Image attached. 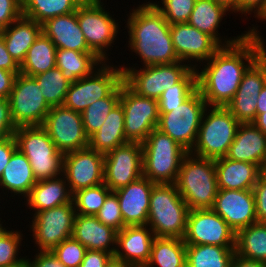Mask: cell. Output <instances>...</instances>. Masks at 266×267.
I'll list each match as a JSON object with an SVG mask.
<instances>
[{
    "label": "cell",
    "mask_w": 266,
    "mask_h": 267,
    "mask_svg": "<svg viewBox=\"0 0 266 267\" xmlns=\"http://www.w3.org/2000/svg\"><path fill=\"white\" fill-rule=\"evenodd\" d=\"M0 129L8 136H13L17 129L12 119L10 102L5 98H0Z\"/></svg>",
    "instance_id": "f907efd6"
},
{
    "label": "cell",
    "mask_w": 266,
    "mask_h": 267,
    "mask_svg": "<svg viewBox=\"0 0 266 267\" xmlns=\"http://www.w3.org/2000/svg\"><path fill=\"white\" fill-rule=\"evenodd\" d=\"M214 164L218 189H253L261 176L260 167L254 163L221 157L215 159Z\"/></svg>",
    "instance_id": "f1b7e54d"
},
{
    "label": "cell",
    "mask_w": 266,
    "mask_h": 267,
    "mask_svg": "<svg viewBox=\"0 0 266 267\" xmlns=\"http://www.w3.org/2000/svg\"><path fill=\"white\" fill-rule=\"evenodd\" d=\"M17 142L15 136H9L0 143V178L6 166L8 165L12 154L17 150Z\"/></svg>",
    "instance_id": "f5cc1de1"
},
{
    "label": "cell",
    "mask_w": 266,
    "mask_h": 267,
    "mask_svg": "<svg viewBox=\"0 0 266 267\" xmlns=\"http://www.w3.org/2000/svg\"><path fill=\"white\" fill-rule=\"evenodd\" d=\"M32 77L39 83L40 91L50 107L63 105L70 82L58 67Z\"/></svg>",
    "instance_id": "ab89813d"
},
{
    "label": "cell",
    "mask_w": 266,
    "mask_h": 267,
    "mask_svg": "<svg viewBox=\"0 0 266 267\" xmlns=\"http://www.w3.org/2000/svg\"><path fill=\"white\" fill-rule=\"evenodd\" d=\"M195 2L196 0L151 1V3L170 25L176 23H187L192 10L194 9Z\"/></svg>",
    "instance_id": "ee69618b"
},
{
    "label": "cell",
    "mask_w": 266,
    "mask_h": 267,
    "mask_svg": "<svg viewBox=\"0 0 266 267\" xmlns=\"http://www.w3.org/2000/svg\"><path fill=\"white\" fill-rule=\"evenodd\" d=\"M95 216L101 223L113 228L117 232L126 226L121 214L118 197L114 192L107 196L104 204Z\"/></svg>",
    "instance_id": "bcb514c9"
},
{
    "label": "cell",
    "mask_w": 266,
    "mask_h": 267,
    "mask_svg": "<svg viewBox=\"0 0 266 267\" xmlns=\"http://www.w3.org/2000/svg\"><path fill=\"white\" fill-rule=\"evenodd\" d=\"M83 1H102V0H83Z\"/></svg>",
    "instance_id": "89a4df30"
},
{
    "label": "cell",
    "mask_w": 266,
    "mask_h": 267,
    "mask_svg": "<svg viewBox=\"0 0 266 267\" xmlns=\"http://www.w3.org/2000/svg\"><path fill=\"white\" fill-rule=\"evenodd\" d=\"M56 51L50 38L41 33L28 49L20 65V73L32 77L56 67Z\"/></svg>",
    "instance_id": "836d02e7"
},
{
    "label": "cell",
    "mask_w": 266,
    "mask_h": 267,
    "mask_svg": "<svg viewBox=\"0 0 266 267\" xmlns=\"http://www.w3.org/2000/svg\"><path fill=\"white\" fill-rule=\"evenodd\" d=\"M130 11L124 19L127 45L139 57L142 67L180 61L173 47L170 24L155 6L146 1Z\"/></svg>",
    "instance_id": "7a4b0ae2"
},
{
    "label": "cell",
    "mask_w": 266,
    "mask_h": 267,
    "mask_svg": "<svg viewBox=\"0 0 266 267\" xmlns=\"http://www.w3.org/2000/svg\"><path fill=\"white\" fill-rule=\"evenodd\" d=\"M36 183L37 180L34 177L29 159L17 149L12 154L8 165L2 173L0 190L3 191L4 195H7L6 197H8L9 193L13 194L9 196V199L11 196L14 198L18 196L16 198L22 197V201V199L24 200L30 194L32 187ZM1 194L2 192L0 193L2 198L4 195L1 196Z\"/></svg>",
    "instance_id": "f546056e"
},
{
    "label": "cell",
    "mask_w": 266,
    "mask_h": 267,
    "mask_svg": "<svg viewBox=\"0 0 266 267\" xmlns=\"http://www.w3.org/2000/svg\"><path fill=\"white\" fill-rule=\"evenodd\" d=\"M189 208L175 184H155L152 188L147 225L155 237L183 239Z\"/></svg>",
    "instance_id": "277c9868"
},
{
    "label": "cell",
    "mask_w": 266,
    "mask_h": 267,
    "mask_svg": "<svg viewBox=\"0 0 266 267\" xmlns=\"http://www.w3.org/2000/svg\"><path fill=\"white\" fill-rule=\"evenodd\" d=\"M0 69L8 70L12 72H20V65L9 54L3 37L0 35Z\"/></svg>",
    "instance_id": "9f6ffc18"
},
{
    "label": "cell",
    "mask_w": 266,
    "mask_h": 267,
    "mask_svg": "<svg viewBox=\"0 0 266 267\" xmlns=\"http://www.w3.org/2000/svg\"><path fill=\"white\" fill-rule=\"evenodd\" d=\"M22 16V0H0V30Z\"/></svg>",
    "instance_id": "7dc6e473"
},
{
    "label": "cell",
    "mask_w": 266,
    "mask_h": 267,
    "mask_svg": "<svg viewBox=\"0 0 266 267\" xmlns=\"http://www.w3.org/2000/svg\"><path fill=\"white\" fill-rule=\"evenodd\" d=\"M155 235L148 225L125 226L117 232L114 256L137 267H145L151 255Z\"/></svg>",
    "instance_id": "603a6c76"
},
{
    "label": "cell",
    "mask_w": 266,
    "mask_h": 267,
    "mask_svg": "<svg viewBox=\"0 0 266 267\" xmlns=\"http://www.w3.org/2000/svg\"><path fill=\"white\" fill-rule=\"evenodd\" d=\"M106 267H137L133 263L126 262L124 260L118 259L115 256H112L111 259L107 262Z\"/></svg>",
    "instance_id": "94428289"
},
{
    "label": "cell",
    "mask_w": 266,
    "mask_h": 267,
    "mask_svg": "<svg viewBox=\"0 0 266 267\" xmlns=\"http://www.w3.org/2000/svg\"><path fill=\"white\" fill-rule=\"evenodd\" d=\"M9 136L0 129V143L3 142L4 140H6Z\"/></svg>",
    "instance_id": "003e7915"
},
{
    "label": "cell",
    "mask_w": 266,
    "mask_h": 267,
    "mask_svg": "<svg viewBox=\"0 0 266 267\" xmlns=\"http://www.w3.org/2000/svg\"><path fill=\"white\" fill-rule=\"evenodd\" d=\"M212 209L237 233L257 222L252 189H218Z\"/></svg>",
    "instance_id": "44dd1931"
},
{
    "label": "cell",
    "mask_w": 266,
    "mask_h": 267,
    "mask_svg": "<svg viewBox=\"0 0 266 267\" xmlns=\"http://www.w3.org/2000/svg\"><path fill=\"white\" fill-rule=\"evenodd\" d=\"M251 26L238 42L221 46L196 69L197 89L208 106L225 107L234 97L244 73L266 51L260 29Z\"/></svg>",
    "instance_id": "6da1fadb"
},
{
    "label": "cell",
    "mask_w": 266,
    "mask_h": 267,
    "mask_svg": "<svg viewBox=\"0 0 266 267\" xmlns=\"http://www.w3.org/2000/svg\"><path fill=\"white\" fill-rule=\"evenodd\" d=\"M103 63L104 61L94 52L68 49H57L56 51V67L62 71L63 76L70 83L91 75Z\"/></svg>",
    "instance_id": "d6a6232c"
},
{
    "label": "cell",
    "mask_w": 266,
    "mask_h": 267,
    "mask_svg": "<svg viewBox=\"0 0 266 267\" xmlns=\"http://www.w3.org/2000/svg\"><path fill=\"white\" fill-rule=\"evenodd\" d=\"M143 176L142 144L128 142L104 155V184L116 191Z\"/></svg>",
    "instance_id": "e0dca14e"
},
{
    "label": "cell",
    "mask_w": 266,
    "mask_h": 267,
    "mask_svg": "<svg viewBox=\"0 0 266 267\" xmlns=\"http://www.w3.org/2000/svg\"><path fill=\"white\" fill-rule=\"evenodd\" d=\"M103 2V0L83 1L77 8V21L88 47L102 61L109 62L111 60L112 62V59L108 57L110 56L108 50L115 45L114 42L120 33L121 21L105 8Z\"/></svg>",
    "instance_id": "ba28073f"
},
{
    "label": "cell",
    "mask_w": 266,
    "mask_h": 267,
    "mask_svg": "<svg viewBox=\"0 0 266 267\" xmlns=\"http://www.w3.org/2000/svg\"><path fill=\"white\" fill-rule=\"evenodd\" d=\"M121 83L105 98L97 100L82 112L84 131L88 138L104 124L109 113L120 102Z\"/></svg>",
    "instance_id": "f35d334b"
},
{
    "label": "cell",
    "mask_w": 266,
    "mask_h": 267,
    "mask_svg": "<svg viewBox=\"0 0 266 267\" xmlns=\"http://www.w3.org/2000/svg\"><path fill=\"white\" fill-rule=\"evenodd\" d=\"M124 110L119 102L109 113L101 128L89 138V147L107 154L114 148L128 143L124 133Z\"/></svg>",
    "instance_id": "1f68e13d"
},
{
    "label": "cell",
    "mask_w": 266,
    "mask_h": 267,
    "mask_svg": "<svg viewBox=\"0 0 266 267\" xmlns=\"http://www.w3.org/2000/svg\"><path fill=\"white\" fill-rule=\"evenodd\" d=\"M225 157L230 160L254 163L261 168L266 158V134L253 123H240Z\"/></svg>",
    "instance_id": "4316f807"
},
{
    "label": "cell",
    "mask_w": 266,
    "mask_h": 267,
    "mask_svg": "<svg viewBox=\"0 0 266 267\" xmlns=\"http://www.w3.org/2000/svg\"><path fill=\"white\" fill-rule=\"evenodd\" d=\"M19 73L0 69V98L9 99L15 78Z\"/></svg>",
    "instance_id": "11a10c76"
},
{
    "label": "cell",
    "mask_w": 266,
    "mask_h": 267,
    "mask_svg": "<svg viewBox=\"0 0 266 267\" xmlns=\"http://www.w3.org/2000/svg\"><path fill=\"white\" fill-rule=\"evenodd\" d=\"M239 125L225 107L208 106L202 116L196 143L190 153L214 160L225 157Z\"/></svg>",
    "instance_id": "52a82bcc"
},
{
    "label": "cell",
    "mask_w": 266,
    "mask_h": 267,
    "mask_svg": "<svg viewBox=\"0 0 266 267\" xmlns=\"http://www.w3.org/2000/svg\"><path fill=\"white\" fill-rule=\"evenodd\" d=\"M253 124L264 134H266V112L259 114Z\"/></svg>",
    "instance_id": "6125c7cd"
},
{
    "label": "cell",
    "mask_w": 266,
    "mask_h": 267,
    "mask_svg": "<svg viewBox=\"0 0 266 267\" xmlns=\"http://www.w3.org/2000/svg\"><path fill=\"white\" fill-rule=\"evenodd\" d=\"M14 136L17 148L28 159L37 181L63 174V157L42 125L19 126Z\"/></svg>",
    "instance_id": "8992f818"
},
{
    "label": "cell",
    "mask_w": 266,
    "mask_h": 267,
    "mask_svg": "<svg viewBox=\"0 0 266 267\" xmlns=\"http://www.w3.org/2000/svg\"><path fill=\"white\" fill-rule=\"evenodd\" d=\"M111 192L104 183L77 190L72 196L76 214L95 216Z\"/></svg>",
    "instance_id": "b9f144b4"
},
{
    "label": "cell",
    "mask_w": 266,
    "mask_h": 267,
    "mask_svg": "<svg viewBox=\"0 0 266 267\" xmlns=\"http://www.w3.org/2000/svg\"><path fill=\"white\" fill-rule=\"evenodd\" d=\"M154 185L155 183L142 176L127 186L114 191L118 197L126 226L147 225L150 196Z\"/></svg>",
    "instance_id": "7402d4cb"
},
{
    "label": "cell",
    "mask_w": 266,
    "mask_h": 267,
    "mask_svg": "<svg viewBox=\"0 0 266 267\" xmlns=\"http://www.w3.org/2000/svg\"><path fill=\"white\" fill-rule=\"evenodd\" d=\"M86 250V247L78 240L69 237L55 247L52 252L66 267H79Z\"/></svg>",
    "instance_id": "f6af8a7d"
},
{
    "label": "cell",
    "mask_w": 266,
    "mask_h": 267,
    "mask_svg": "<svg viewBox=\"0 0 266 267\" xmlns=\"http://www.w3.org/2000/svg\"><path fill=\"white\" fill-rule=\"evenodd\" d=\"M122 81L120 65L104 62L91 75L70 83L63 106L82 114L89 105L107 97Z\"/></svg>",
    "instance_id": "30bf717a"
},
{
    "label": "cell",
    "mask_w": 266,
    "mask_h": 267,
    "mask_svg": "<svg viewBox=\"0 0 266 267\" xmlns=\"http://www.w3.org/2000/svg\"><path fill=\"white\" fill-rule=\"evenodd\" d=\"M228 13L231 14L230 11L214 0H196L187 23L211 36L220 46H227L238 42L246 34L244 31L236 37L226 38L218 33V29L222 26L221 22L223 23L222 20L226 19L224 17H227Z\"/></svg>",
    "instance_id": "484cf974"
},
{
    "label": "cell",
    "mask_w": 266,
    "mask_h": 267,
    "mask_svg": "<svg viewBox=\"0 0 266 267\" xmlns=\"http://www.w3.org/2000/svg\"><path fill=\"white\" fill-rule=\"evenodd\" d=\"M235 247L186 245V267H230Z\"/></svg>",
    "instance_id": "8d00e7d4"
},
{
    "label": "cell",
    "mask_w": 266,
    "mask_h": 267,
    "mask_svg": "<svg viewBox=\"0 0 266 267\" xmlns=\"http://www.w3.org/2000/svg\"><path fill=\"white\" fill-rule=\"evenodd\" d=\"M33 259L27 258L29 267H66L52 251H35Z\"/></svg>",
    "instance_id": "681fc988"
},
{
    "label": "cell",
    "mask_w": 266,
    "mask_h": 267,
    "mask_svg": "<svg viewBox=\"0 0 266 267\" xmlns=\"http://www.w3.org/2000/svg\"><path fill=\"white\" fill-rule=\"evenodd\" d=\"M170 33L179 60L194 69L207 62L221 47L211 36L188 23L170 25Z\"/></svg>",
    "instance_id": "ffe728a7"
},
{
    "label": "cell",
    "mask_w": 266,
    "mask_h": 267,
    "mask_svg": "<svg viewBox=\"0 0 266 267\" xmlns=\"http://www.w3.org/2000/svg\"><path fill=\"white\" fill-rule=\"evenodd\" d=\"M113 255L104 251L86 250L79 267H106Z\"/></svg>",
    "instance_id": "816d5d0a"
},
{
    "label": "cell",
    "mask_w": 266,
    "mask_h": 267,
    "mask_svg": "<svg viewBox=\"0 0 266 267\" xmlns=\"http://www.w3.org/2000/svg\"><path fill=\"white\" fill-rule=\"evenodd\" d=\"M230 267H266V263L246 259L235 253Z\"/></svg>",
    "instance_id": "6f0895ef"
},
{
    "label": "cell",
    "mask_w": 266,
    "mask_h": 267,
    "mask_svg": "<svg viewBox=\"0 0 266 267\" xmlns=\"http://www.w3.org/2000/svg\"><path fill=\"white\" fill-rule=\"evenodd\" d=\"M266 84V51L247 69L241 83L225 108L239 123L256 119L258 96Z\"/></svg>",
    "instance_id": "ac0fdd59"
},
{
    "label": "cell",
    "mask_w": 266,
    "mask_h": 267,
    "mask_svg": "<svg viewBox=\"0 0 266 267\" xmlns=\"http://www.w3.org/2000/svg\"><path fill=\"white\" fill-rule=\"evenodd\" d=\"M174 184L189 210L212 209L218 193L214 159L188 152Z\"/></svg>",
    "instance_id": "3957f363"
},
{
    "label": "cell",
    "mask_w": 266,
    "mask_h": 267,
    "mask_svg": "<svg viewBox=\"0 0 266 267\" xmlns=\"http://www.w3.org/2000/svg\"><path fill=\"white\" fill-rule=\"evenodd\" d=\"M235 253L266 263V223L255 222L236 233Z\"/></svg>",
    "instance_id": "d590c367"
},
{
    "label": "cell",
    "mask_w": 266,
    "mask_h": 267,
    "mask_svg": "<svg viewBox=\"0 0 266 267\" xmlns=\"http://www.w3.org/2000/svg\"><path fill=\"white\" fill-rule=\"evenodd\" d=\"M0 200H2L1 198H0ZM0 209H1V206H0ZM2 221V218H0V226H2L4 223L3 222H1Z\"/></svg>",
    "instance_id": "a7ac6f4b"
},
{
    "label": "cell",
    "mask_w": 266,
    "mask_h": 267,
    "mask_svg": "<svg viewBox=\"0 0 266 267\" xmlns=\"http://www.w3.org/2000/svg\"><path fill=\"white\" fill-rule=\"evenodd\" d=\"M266 6V0H239V17H246L245 20L248 19L247 16L251 14H255L253 17L256 18L261 11Z\"/></svg>",
    "instance_id": "db71d44e"
},
{
    "label": "cell",
    "mask_w": 266,
    "mask_h": 267,
    "mask_svg": "<svg viewBox=\"0 0 266 267\" xmlns=\"http://www.w3.org/2000/svg\"><path fill=\"white\" fill-rule=\"evenodd\" d=\"M143 176L155 184H174L188 151L155 128L142 143Z\"/></svg>",
    "instance_id": "5b68a950"
},
{
    "label": "cell",
    "mask_w": 266,
    "mask_h": 267,
    "mask_svg": "<svg viewBox=\"0 0 266 267\" xmlns=\"http://www.w3.org/2000/svg\"><path fill=\"white\" fill-rule=\"evenodd\" d=\"M120 67L123 71V81L132 91L156 100L165 89L177 84L192 69L189 64L181 61L143 68L136 63L133 66L122 64Z\"/></svg>",
    "instance_id": "9c48e42d"
},
{
    "label": "cell",
    "mask_w": 266,
    "mask_h": 267,
    "mask_svg": "<svg viewBox=\"0 0 266 267\" xmlns=\"http://www.w3.org/2000/svg\"><path fill=\"white\" fill-rule=\"evenodd\" d=\"M83 0H22V15L43 24L50 18L77 11Z\"/></svg>",
    "instance_id": "74e56055"
},
{
    "label": "cell",
    "mask_w": 266,
    "mask_h": 267,
    "mask_svg": "<svg viewBox=\"0 0 266 267\" xmlns=\"http://www.w3.org/2000/svg\"><path fill=\"white\" fill-rule=\"evenodd\" d=\"M256 18L258 19L257 22H259L260 20H261L260 22H262V23H263V21L264 22L266 21V6Z\"/></svg>",
    "instance_id": "e7e4bbea"
},
{
    "label": "cell",
    "mask_w": 266,
    "mask_h": 267,
    "mask_svg": "<svg viewBox=\"0 0 266 267\" xmlns=\"http://www.w3.org/2000/svg\"><path fill=\"white\" fill-rule=\"evenodd\" d=\"M217 4L222 5L232 14H239V0H214ZM234 12V13H233Z\"/></svg>",
    "instance_id": "680465c9"
},
{
    "label": "cell",
    "mask_w": 266,
    "mask_h": 267,
    "mask_svg": "<svg viewBox=\"0 0 266 267\" xmlns=\"http://www.w3.org/2000/svg\"><path fill=\"white\" fill-rule=\"evenodd\" d=\"M63 175L72 194L104 183V154L90 147L65 153Z\"/></svg>",
    "instance_id": "d6986e66"
},
{
    "label": "cell",
    "mask_w": 266,
    "mask_h": 267,
    "mask_svg": "<svg viewBox=\"0 0 266 267\" xmlns=\"http://www.w3.org/2000/svg\"><path fill=\"white\" fill-rule=\"evenodd\" d=\"M252 191L255 198L257 222L266 223V179L260 176Z\"/></svg>",
    "instance_id": "c3c4849f"
},
{
    "label": "cell",
    "mask_w": 266,
    "mask_h": 267,
    "mask_svg": "<svg viewBox=\"0 0 266 267\" xmlns=\"http://www.w3.org/2000/svg\"><path fill=\"white\" fill-rule=\"evenodd\" d=\"M72 196L67 180L62 174L55 178L37 181L23 203L30 209L29 211L32 210L33 215V212L37 213L70 203Z\"/></svg>",
    "instance_id": "83f0119b"
},
{
    "label": "cell",
    "mask_w": 266,
    "mask_h": 267,
    "mask_svg": "<svg viewBox=\"0 0 266 267\" xmlns=\"http://www.w3.org/2000/svg\"><path fill=\"white\" fill-rule=\"evenodd\" d=\"M42 126L63 154L89 147L81 113L63 105L51 107Z\"/></svg>",
    "instance_id": "2e32d148"
},
{
    "label": "cell",
    "mask_w": 266,
    "mask_h": 267,
    "mask_svg": "<svg viewBox=\"0 0 266 267\" xmlns=\"http://www.w3.org/2000/svg\"><path fill=\"white\" fill-rule=\"evenodd\" d=\"M145 267H186V244L183 239L155 237Z\"/></svg>",
    "instance_id": "e575fe53"
},
{
    "label": "cell",
    "mask_w": 266,
    "mask_h": 267,
    "mask_svg": "<svg viewBox=\"0 0 266 267\" xmlns=\"http://www.w3.org/2000/svg\"><path fill=\"white\" fill-rule=\"evenodd\" d=\"M8 100L16 127L43 125L51 109L40 91L39 83L21 73L15 78Z\"/></svg>",
    "instance_id": "5bb4252c"
},
{
    "label": "cell",
    "mask_w": 266,
    "mask_h": 267,
    "mask_svg": "<svg viewBox=\"0 0 266 267\" xmlns=\"http://www.w3.org/2000/svg\"><path fill=\"white\" fill-rule=\"evenodd\" d=\"M4 267H29V263L27 261V258L25 257L21 262Z\"/></svg>",
    "instance_id": "be15d7a7"
},
{
    "label": "cell",
    "mask_w": 266,
    "mask_h": 267,
    "mask_svg": "<svg viewBox=\"0 0 266 267\" xmlns=\"http://www.w3.org/2000/svg\"><path fill=\"white\" fill-rule=\"evenodd\" d=\"M42 33V25L21 16L8 27L0 30L9 54L19 65L25 60L28 49Z\"/></svg>",
    "instance_id": "4dcf8cb0"
},
{
    "label": "cell",
    "mask_w": 266,
    "mask_h": 267,
    "mask_svg": "<svg viewBox=\"0 0 266 267\" xmlns=\"http://www.w3.org/2000/svg\"><path fill=\"white\" fill-rule=\"evenodd\" d=\"M207 107V103L197 89L173 111L160 113L157 129L190 152L196 143L202 116Z\"/></svg>",
    "instance_id": "8fae6325"
},
{
    "label": "cell",
    "mask_w": 266,
    "mask_h": 267,
    "mask_svg": "<svg viewBox=\"0 0 266 267\" xmlns=\"http://www.w3.org/2000/svg\"><path fill=\"white\" fill-rule=\"evenodd\" d=\"M197 90V71L192 68L177 84L165 89L160 98L159 113H168L182 105Z\"/></svg>",
    "instance_id": "60d3db41"
},
{
    "label": "cell",
    "mask_w": 266,
    "mask_h": 267,
    "mask_svg": "<svg viewBox=\"0 0 266 267\" xmlns=\"http://www.w3.org/2000/svg\"><path fill=\"white\" fill-rule=\"evenodd\" d=\"M0 226V267L9 266L21 262L26 256H20L22 252L20 246L25 240L21 230ZM20 250V252H19ZM20 253V254H19Z\"/></svg>",
    "instance_id": "7bdbcfd3"
},
{
    "label": "cell",
    "mask_w": 266,
    "mask_h": 267,
    "mask_svg": "<svg viewBox=\"0 0 266 267\" xmlns=\"http://www.w3.org/2000/svg\"><path fill=\"white\" fill-rule=\"evenodd\" d=\"M183 240L186 245L235 247L236 232L213 209L189 210Z\"/></svg>",
    "instance_id": "9a60e30c"
},
{
    "label": "cell",
    "mask_w": 266,
    "mask_h": 267,
    "mask_svg": "<svg viewBox=\"0 0 266 267\" xmlns=\"http://www.w3.org/2000/svg\"><path fill=\"white\" fill-rule=\"evenodd\" d=\"M41 25L42 33L50 38L57 49L93 52L79 27L77 11L50 18Z\"/></svg>",
    "instance_id": "d4e9b609"
},
{
    "label": "cell",
    "mask_w": 266,
    "mask_h": 267,
    "mask_svg": "<svg viewBox=\"0 0 266 267\" xmlns=\"http://www.w3.org/2000/svg\"><path fill=\"white\" fill-rule=\"evenodd\" d=\"M260 171H261V177L266 179V158L263 161Z\"/></svg>",
    "instance_id": "03108f58"
},
{
    "label": "cell",
    "mask_w": 266,
    "mask_h": 267,
    "mask_svg": "<svg viewBox=\"0 0 266 267\" xmlns=\"http://www.w3.org/2000/svg\"><path fill=\"white\" fill-rule=\"evenodd\" d=\"M76 211L73 200L70 203L33 213L30 236L36 250L52 251L62 241L72 237Z\"/></svg>",
    "instance_id": "7c38bea8"
},
{
    "label": "cell",
    "mask_w": 266,
    "mask_h": 267,
    "mask_svg": "<svg viewBox=\"0 0 266 267\" xmlns=\"http://www.w3.org/2000/svg\"><path fill=\"white\" fill-rule=\"evenodd\" d=\"M72 237L87 250L116 252L117 231L101 223L96 216L76 214Z\"/></svg>",
    "instance_id": "cb8c5ba5"
},
{
    "label": "cell",
    "mask_w": 266,
    "mask_h": 267,
    "mask_svg": "<svg viewBox=\"0 0 266 267\" xmlns=\"http://www.w3.org/2000/svg\"><path fill=\"white\" fill-rule=\"evenodd\" d=\"M257 106H256V117L259 114L265 113L266 112V84L262 88L258 100H257Z\"/></svg>",
    "instance_id": "91938a15"
},
{
    "label": "cell",
    "mask_w": 266,
    "mask_h": 267,
    "mask_svg": "<svg viewBox=\"0 0 266 267\" xmlns=\"http://www.w3.org/2000/svg\"><path fill=\"white\" fill-rule=\"evenodd\" d=\"M120 103L124 110L127 141L142 144L157 128L160 116L158 100L136 94L122 81Z\"/></svg>",
    "instance_id": "4fadbf2b"
}]
</instances>
